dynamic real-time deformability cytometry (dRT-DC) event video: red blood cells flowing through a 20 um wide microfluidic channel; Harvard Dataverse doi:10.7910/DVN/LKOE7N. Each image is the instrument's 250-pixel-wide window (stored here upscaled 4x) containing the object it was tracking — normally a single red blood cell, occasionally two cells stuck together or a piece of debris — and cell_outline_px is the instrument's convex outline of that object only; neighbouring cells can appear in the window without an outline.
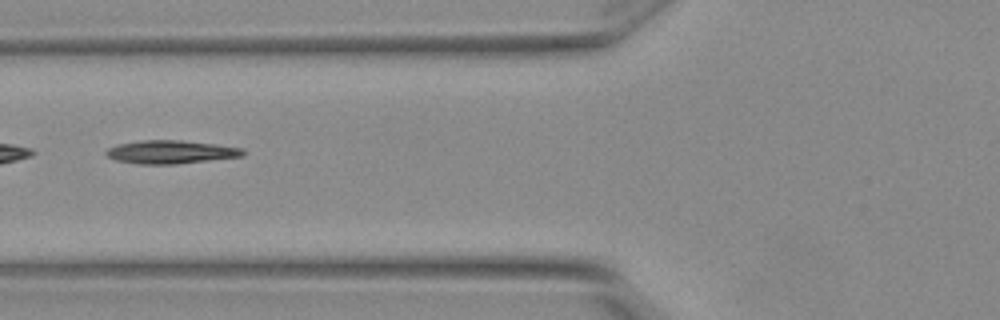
{"species": "Egyptian fruit bat (a non-hibernating species)", "species_latin": "Rousettus aegyptiacus", "temperature_condition": "warm", "stored_images_in_passage": 5, "camera_frame_rate_fps": 3000, "um_per_image_px": 0.085, "animal": {"sex": "female"}, "frame": {"image": 1, "passage_image": 2, "time_ms": 0.333, "image_size_px": [1000, 320], "cell_outline_px": [[244, 156], [176, 164], [136, 164], [116, 160], [108, 156], [104, 152], [108, 148], [116, 144], [144, 140], [180, 140], [216, 144], [244, 148]], "centroid_in_image_um": [14.51, 12.92], "position_along_channel_um": 111.3, "area_um2": 18.61}}
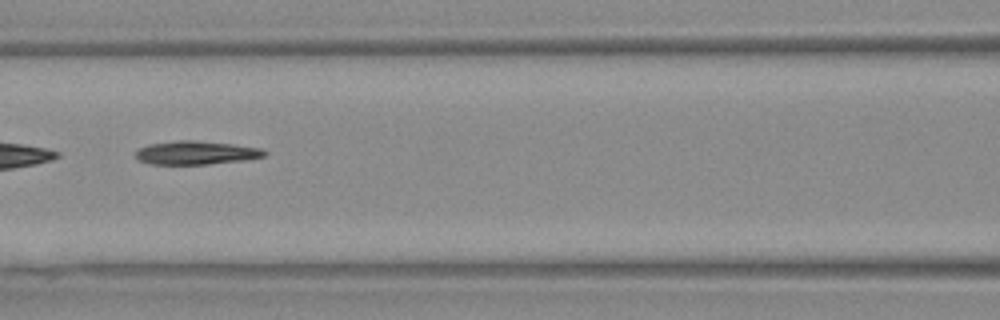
{"frame": {"image": 2, "passage_image": 3, "time_ms": 0.667, "image_size_px": [1000, 320], "cell_outline_px": [[268, 152], [264, 156], [244, 160], [208, 164], [148, 164], [140, 160], [136, 156], [136, 152], [140, 148], [148, 144], [176, 140], [192, 140], [232, 144], [260, 148]], "centroid_in_image_um": [16.65, 12.98], "position_along_channel_um": 149.9, "area_um2": 17.51}}
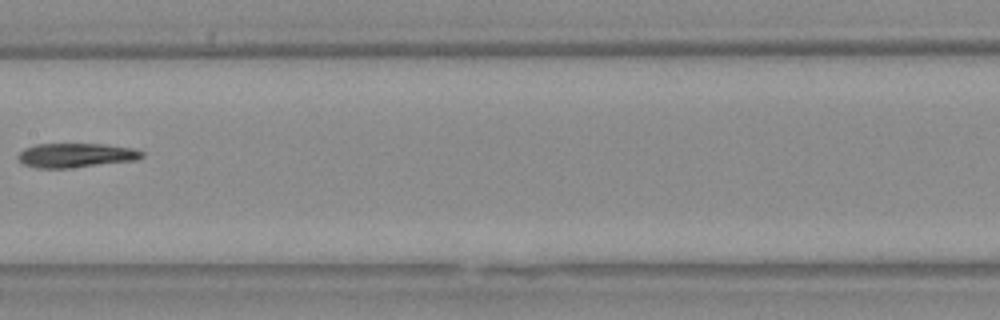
{"frame": {"image": 3, "passage_image": 4, "time_ms": 1.0, "image_size_px": [1000, 320], "cell_outline_px": [[144, 156], [136, 160], [68, 168], [36, 168], [24, 164], [16, 156], [24, 148], [36, 144], [104, 144], [132, 148], [144, 152]], "centroid_in_image_um": [6.44, 13.19], "position_along_channel_um": 201.0, "area_um2": 17.46}}